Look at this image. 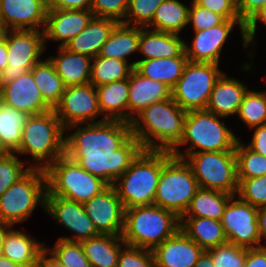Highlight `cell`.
Here are the masks:
<instances>
[{
    "instance_id": "11",
    "label": "cell",
    "mask_w": 266,
    "mask_h": 267,
    "mask_svg": "<svg viewBox=\"0 0 266 267\" xmlns=\"http://www.w3.org/2000/svg\"><path fill=\"white\" fill-rule=\"evenodd\" d=\"M219 64L188 61L171 89L172 99L186 112L206 109L212 89L223 73Z\"/></svg>"
},
{
    "instance_id": "14",
    "label": "cell",
    "mask_w": 266,
    "mask_h": 267,
    "mask_svg": "<svg viewBox=\"0 0 266 267\" xmlns=\"http://www.w3.org/2000/svg\"><path fill=\"white\" fill-rule=\"evenodd\" d=\"M53 110L65 130L86 122L96 123L94 120L102 115L97 89L91 83L66 87Z\"/></svg>"
},
{
    "instance_id": "57",
    "label": "cell",
    "mask_w": 266,
    "mask_h": 267,
    "mask_svg": "<svg viewBox=\"0 0 266 267\" xmlns=\"http://www.w3.org/2000/svg\"><path fill=\"white\" fill-rule=\"evenodd\" d=\"M7 66V45L6 39L3 37L0 39V73Z\"/></svg>"
},
{
    "instance_id": "31",
    "label": "cell",
    "mask_w": 266,
    "mask_h": 267,
    "mask_svg": "<svg viewBox=\"0 0 266 267\" xmlns=\"http://www.w3.org/2000/svg\"><path fill=\"white\" fill-rule=\"evenodd\" d=\"M187 57L157 58L134 61L132 66L144 77L165 83L171 89L183 75Z\"/></svg>"
},
{
    "instance_id": "52",
    "label": "cell",
    "mask_w": 266,
    "mask_h": 267,
    "mask_svg": "<svg viewBox=\"0 0 266 267\" xmlns=\"http://www.w3.org/2000/svg\"><path fill=\"white\" fill-rule=\"evenodd\" d=\"M251 142L247 145L254 152L266 156V125L254 127Z\"/></svg>"
},
{
    "instance_id": "34",
    "label": "cell",
    "mask_w": 266,
    "mask_h": 267,
    "mask_svg": "<svg viewBox=\"0 0 266 267\" xmlns=\"http://www.w3.org/2000/svg\"><path fill=\"white\" fill-rule=\"evenodd\" d=\"M189 8L179 0H164L156 9L151 30L179 34L188 25Z\"/></svg>"
},
{
    "instance_id": "48",
    "label": "cell",
    "mask_w": 266,
    "mask_h": 267,
    "mask_svg": "<svg viewBox=\"0 0 266 267\" xmlns=\"http://www.w3.org/2000/svg\"><path fill=\"white\" fill-rule=\"evenodd\" d=\"M199 6L221 15L227 20H241L233 0H194Z\"/></svg>"
},
{
    "instance_id": "50",
    "label": "cell",
    "mask_w": 266,
    "mask_h": 267,
    "mask_svg": "<svg viewBox=\"0 0 266 267\" xmlns=\"http://www.w3.org/2000/svg\"><path fill=\"white\" fill-rule=\"evenodd\" d=\"M92 0H46L48 10H86Z\"/></svg>"
},
{
    "instance_id": "61",
    "label": "cell",
    "mask_w": 266,
    "mask_h": 267,
    "mask_svg": "<svg viewBox=\"0 0 266 267\" xmlns=\"http://www.w3.org/2000/svg\"><path fill=\"white\" fill-rule=\"evenodd\" d=\"M4 32H5V29L3 28V26L0 23V39L3 38Z\"/></svg>"
},
{
    "instance_id": "29",
    "label": "cell",
    "mask_w": 266,
    "mask_h": 267,
    "mask_svg": "<svg viewBox=\"0 0 266 267\" xmlns=\"http://www.w3.org/2000/svg\"><path fill=\"white\" fill-rule=\"evenodd\" d=\"M180 229L203 250L227 242L221 221L205 217H181Z\"/></svg>"
},
{
    "instance_id": "38",
    "label": "cell",
    "mask_w": 266,
    "mask_h": 267,
    "mask_svg": "<svg viewBox=\"0 0 266 267\" xmlns=\"http://www.w3.org/2000/svg\"><path fill=\"white\" fill-rule=\"evenodd\" d=\"M235 155L237 161V178L248 179L266 175V156L251 150L238 140Z\"/></svg>"
},
{
    "instance_id": "55",
    "label": "cell",
    "mask_w": 266,
    "mask_h": 267,
    "mask_svg": "<svg viewBox=\"0 0 266 267\" xmlns=\"http://www.w3.org/2000/svg\"><path fill=\"white\" fill-rule=\"evenodd\" d=\"M258 226L261 240L266 239V206L258 208Z\"/></svg>"
},
{
    "instance_id": "4",
    "label": "cell",
    "mask_w": 266,
    "mask_h": 267,
    "mask_svg": "<svg viewBox=\"0 0 266 267\" xmlns=\"http://www.w3.org/2000/svg\"><path fill=\"white\" fill-rule=\"evenodd\" d=\"M219 118L221 117L206 109L187 112L182 139L170 153L184 159L193 153L235 150L239 139ZM187 143L191 144L184 152L178 149Z\"/></svg>"
},
{
    "instance_id": "8",
    "label": "cell",
    "mask_w": 266,
    "mask_h": 267,
    "mask_svg": "<svg viewBox=\"0 0 266 267\" xmlns=\"http://www.w3.org/2000/svg\"><path fill=\"white\" fill-rule=\"evenodd\" d=\"M46 195L63 197L80 204L88 202L109 185L73 162L65 154L46 169Z\"/></svg>"
},
{
    "instance_id": "22",
    "label": "cell",
    "mask_w": 266,
    "mask_h": 267,
    "mask_svg": "<svg viewBox=\"0 0 266 267\" xmlns=\"http://www.w3.org/2000/svg\"><path fill=\"white\" fill-rule=\"evenodd\" d=\"M128 123L143 109L171 98V88L165 83L152 80L133 69L129 75Z\"/></svg>"
},
{
    "instance_id": "59",
    "label": "cell",
    "mask_w": 266,
    "mask_h": 267,
    "mask_svg": "<svg viewBox=\"0 0 266 267\" xmlns=\"http://www.w3.org/2000/svg\"><path fill=\"white\" fill-rule=\"evenodd\" d=\"M0 267H24L20 264L14 263L4 255L0 254Z\"/></svg>"
},
{
    "instance_id": "26",
    "label": "cell",
    "mask_w": 266,
    "mask_h": 267,
    "mask_svg": "<svg viewBox=\"0 0 266 267\" xmlns=\"http://www.w3.org/2000/svg\"><path fill=\"white\" fill-rule=\"evenodd\" d=\"M59 57L50 56L56 73L65 87L90 83L92 59L88 56L70 52L65 47L58 48Z\"/></svg>"
},
{
    "instance_id": "56",
    "label": "cell",
    "mask_w": 266,
    "mask_h": 267,
    "mask_svg": "<svg viewBox=\"0 0 266 267\" xmlns=\"http://www.w3.org/2000/svg\"><path fill=\"white\" fill-rule=\"evenodd\" d=\"M193 267H215L211 254L204 250Z\"/></svg>"
},
{
    "instance_id": "6",
    "label": "cell",
    "mask_w": 266,
    "mask_h": 267,
    "mask_svg": "<svg viewBox=\"0 0 266 267\" xmlns=\"http://www.w3.org/2000/svg\"><path fill=\"white\" fill-rule=\"evenodd\" d=\"M162 171V151L142 150L112 185L124 209L153 205Z\"/></svg>"
},
{
    "instance_id": "20",
    "label": "cell",
    "mask_w": 266,
    "mask_h": 267,
    "mask_svg": "<svg viewBox=\"0 0 266 267\" xmlns=\"http://www.w3.org/2000/svg\"><path fill=\"white\" fill-rule=\"evenodd\" d=\"M204 250L181 229L152 250L155 267H193Z\"/></svg>"
},
{
    "instance_id": "1",
    "label": "cell",
    "mask_w": 266,
    "mask_h": 267,
    "mask_svg": "<svg viewBox=\"0 0 266 267\" xmlns=\"http://www.w3.org/2000/svg\"><path fill=\"white\" fill-rule=\"evenodd\" d=\"M68 128L77 129L65 137V155L108 185H113L143 150L127 122L103 117L85 127Z\"/></svg>"
},
{
    "instance_id": "25",
    "label": "cell",
    "mask_w": 266,
    "mask_h": 267,
    "mask_svg": "<svg viewBox=\"0 0 266 267\" xmlns=\"http://www.w3.org/2000/svg\"><path fill=\"white\" fill-rule=\"evenodd\" d=\"M185 41L179 34L148 30L140 27L138 51L144 59L187 57L185 54Z\"/></svg>"
},
{
    "instance_id": "36",
    "label": "cell",
    "mask_w": 266,
    "mask_h": 267,
    "mask_svg": "<svg viewBox=\"0 0 266 267\" xmlns=\"http://www.w3.org/2000/svg\"><path fill=\"white\" fill-rule=\"evenodd\" d=\"M30 71L37 87L41 91L43 100L54 109L60 102L66 87L56 73L53 63L48 57L45 61L36 63Z\"/></svg>"
},
{
    "instance_id": "53",
    "label": "cell",
    "mask_w": 266,
    "mask_h": 267,
    "mask_svg": "<svg viewBox=\"0 0 266 267\" xmlns=\"http://www.w3.org/2000/svg\"><path fill=\"white\" fill-rule=\"evenodd\" d=\"M244 267H266V246L248 248Z\"/></svg>"
},
{
    "instance_id": "45",
    "label": "cell",
    "mask_w": 266,
    "mask_h": 267,
    "mask_svg": "<svg viewBox=\"0 0 266 267\" xmlns=\"http://www.w3.org/2000/svg\"><path fill=\"white\" fill-rule=\"evenodd\" d=\"M129 0H92L91 10L95 17L111 18L118 23L125 20Z\"/></svg>"
},
{
    "instance_id": "43",
    "label": "cell",
    "mask_w": 266,
    "mask_h": 267,
    "mask_svg": "<svg viewBox=\"0 0 266 267\" xmlns=\"http://www.w3.org/2000/svg\"><path fill=\"white\" fill-rule=\"evenodd\" d=\"M24 162L17 159L14 153H8L0 159V196L23 177L33 166L24 168Z\"/></svg>"
},
{
    "instance_id": "60",
    "label": "cell",
    "mask_w": 266,
    "mask_h": 267,
    "mask_svg": "<svg viewBox=\"0 0 266 267\" xmlns=\"http://www.w3.org/2000/svg\"><path fill=\"white\" fill-rule=\"evenodd\" d=\"M8 154L7 150L3 147V145L0 142V159L4 158Z\"/></svg>"
},
{
    "instance_id": "40",
    "label": "cell",
    "mask_w": 266,
    "mask_h": 267,
    "mask_svg": "<svg viewBox=\"0 0 266 267\" xmlns=\"http://www.w3.org/2000/svg\"><path fill=\"white\" fill-rule=\"evenodd\" d=\"M46 248L65 267H91L84 254L81 242L58 239L53 249Z\"/></svg>"
},
{
    "instance_id": "21",
    "label": "cell",
    "mask_w": 266,
    "mask_h": 267,
    "mask_svg": "<svg viewBox=\"0 0 266 267\" xmlns=\"http://www.w3.org/2000/svg\"><path fill=\"white\" fill-rule=\"evenodd\" d=\"M91 9L86 10H48L44 39L61 41L58 47H64L72 38L83 31L93 18Z\"/></svg>"
},
{
    "instance_id": "47",
    "label": "cell",
    "mask_w": 266,
    "mask_h": 267,
    "mask_svg": "<svg viewBox=\"0 0 266 267\" xmlns=\"http://www.w3.org/2000/svg\"><path fill=\"white\" fill-rule=\"evenodd\" d=\"M225 19L211 10L199 6L194 0L189 8L188 24L192 23L194 31H201L212 28Z\"/></svg>"
},
{
    "instance_id": "15",
    "label": "cell",
    "mask_w": 266,
    "mask_h": 267,
    "mask_svg": "<svg viewBox=\"0 0 266 267\" xmlns=\"http://www.w3.org/2000/svg\"><path fill=\"white\" fill-rule=\"evenodd\" d=\"M44 209L56 222L74 233L72 237L65 236L59 239L82 242L99 235L83 204L63 197L46 195Z\"/></svg>"
},
{
    "instance_id": "41",
    "label": "cell",
    "mask_w": 266,
    "mask_h": 267,
    "mask_svg": "<svg viewBox=\"0 0 266 267\" xmlns=\"http://www.w3.org/2000/svg\"><path fill=\"white\" fill-rule=\"evenodd\" d=\"M164 0H129L125 20L127 25L146 28Z\"/></svg>"
},
{
    "instance_id": "49",
    "label": "cell",
    "mask_w": 266,
    "mask_h": 267,
    "mask_svg": "<svg viewBox=\"0 0 266 267\" xmlns=\"http://www.w3.org/2000/svg\"><path fill=\"white\" fill-rule=\"evenodd\" d=\"M258 21L263 22L266 25V2L247 20L244 25V42L248 47L249 43H254L255 46V34Z\"/></svg>"
},
{
    "instance_id": "10",
    "label": "cell",
    "mask_w": 266,
    "mask_h": 267,
    "mask_svg": "<svg viewBox=\"0 0 266 267\" xmlns=\"http://www.w3.org/2000/svg\"><path fill=\"white\" fill-rule=\"evenodd\" d=\"M184 159L200 188L237 194L239 182L235 150L193 153Z\"/></svg>"
},
{
    "instance_id": "13",
    "label": "cell",
    "mask_w": 266,
    "mask_h": 267,
    "mask_svg": "<svg viewBox=\"0 0 266 267\" xmlns=\"http://www.w3.org/2000/svg\"><path fill=\"white\" fill-rule=\"evenodd\" d=\"M233 195L223 213L221 224L227 242L244 248H256L261 237L258 226V208Z\"/></svg>"
},
{
    "instance_id": "39",
    "label": "cell",
    "mask_w": 266,
    "mask_h": 267,
    "mask_svg": "<svg viewBox=\"0 0 266 267\" xmlns=\"http://www.w3.org/2000/svg\"><path fill=\"white\" fill-rule=\"evenodd\" d=\"M237 115L249 128L266 125V91L248 90Z\"/></svg>"
},
{
    "instance_id": "16",
    "label": "cell",
    "mask_w": 266,
    "mask_h": 267,
    "mask_svg": "<svg viewBox=\"0 0 266 267\" xmlns=\"http://www.w3.org/2000/svg\"><path fill=\"white\" fill-rule=\"evenodd\" d=\"M83 206L99 234L122 235L125 209L112 185L85 202Z\"/></svg>"
},
{
    "instance_id": "46",
    "label": "cell",
    "mask_w": 266,
    "mask_h": 267,
    "mask_svg": "<svg viewBox=\"0 0 266 267\" xmlns=\"http://www.w3.org/2000/svg\"><path fill=\"white\" fill-rule=\"evenodd\" d=\"M117 267H155L152 250L126 245L121 250Z\"/></svg>"
},
{
    "instance_id": "32",
    "label": "cell",
    "mask_w": 266,
    "mask_h": 267,
    "mask_svg": "<svg viewBox=\"0 0 266 267\" xmlns=\"http://www.w3.org/2000/svg\"><path fill=\"white\" fill-rule=\"evenodd\" d=\"M140 27L117 23L98 56L128 62V56L138 51Z\"/></svg>"
},
{
    "instance_id": "23",
    "label": "cell",
    "mask_w": 266,
    "mask_h": 267,
    "mask_svg": "<svg viewBox=\"0 0 266 267\" xmlns=\"http://www.w3.org/2000/svg\"><path fill=\"white\" fill-rule=\"evenodd\" d=\"M248 87L224 72L215 82L206 110L219 117L237 115Z\"/></svg>"
},
{
    "instance_id": "24",
    "label": "cell",
    "mask_w": 266,
    "mask_h": 267,
    "mask_svg": "<svg viewBox=\"0 0 266 267\" xmlns=\"http://www.w3.org/2000/svg\"><path fill=\"white\" fill-rule=\"evenodd\" d=\"M117 23L116 20L111 18L93 16L86 28L64 47L70 52L94 58L98 56Z\"/></svg>"
},
{
    "instance_id": "3",
    "label": "cell",
    "mask_w": 266,
    "mask_h": 267,
    "mask_svg": "<svg viewBox=\"0 0 266 267\" xmlns=\"http://www.w3.org/2000/svg\"><path fill=\"white\" fill-rule=\"evenodd\" d=\"M180 229V218L157 205L125 209L121 238L128 246L153 250Z\"/></svg>"
},
{
    "instance_id": "42",
    "label": "cell",
    "mask_w": 266,
    "mask_h": 267,
    "mask_svg": "<svg viewBox=\"0 0 266 267\" xmlns=\"http://www.w3.org/2000/svg\"><path fill=\"white\" fill-rule=\"evenodd\" d=\"M247 249L226 242L207 251L211 254L215 267H244Z\"/></svg>"
},
{
    "instance_id": "18",
    "label": "cell",
    "mask_w": 266,
    "mask_h": 267,
    "mask_svg": "<svg viewBox=\"0 0 266 267\" xmlns=\"http://www.w3.org/2000/svg\"><path fill=\"white\" fill-rule=\"evenodd\" d=\"M47 11L46 0H1L0 23L5 30L40 31L45 28Z\"/></svg>"
},
{
    "instance_id": "5",
    "label": "cell",
    "mask_w": 266,
    "mask_h": 267,
    "mask_svg": "<svg viewBox=\"0 0 266 267\" xmlns=\"http://www.w3.org/2000/svg\"><path fill=\"white\" fill-rule=\"evenodd\" d=\"M66 130L53 109L29 115L22 130V141L15 154H30L34 160L32 168L46 169L65 154Z\"/></svg>"
},
{
    "instance_id": "30",
    "label": "cell",
    "mask_w": 266,
    "mask_h": 267,
    "mask_svg": "<svg viewBox=\"0 0 266 267\" xmlns=\"http://www.w3.org/2000/svg\"><path fill=\"white\" fill-rule=\"evenodd\" d=\"M91 267H117L122 247L126 246L121 236L99 234L81 242Z\"/></svg>"
},
{
    "instance_id": "54",
    "label": "cell",
    "mask_w": 266,
    "mask_h": 267,
    "mask_svg": "<svg viewBox=\"0 0 266 267\" xmlns=\"http://www.w3.org/2000/svg\"><path fill=\"white\" fill-rule=\"evenodd\" d=\"M48 254L50 257H48ZM39 267H65L45 248L40 256Z\"/></svg>"
},
{
    "instance_id": "51",
    "label": "cell",
    "mask_w": 266,
    "mask_h": 267,
    "mask_svg": "<svg viewBox=\"0 0 266 267\" xmlns=\"http://www.w3.org/2000/svg\"><path fill=\"white\" fill-rule=\"evenodd\" d=\"M266 2V0H239L236 3L240 19L246 23L247 20Z\"/></svg>"
},
{
    "instance_id": "7",
    "label": "cell",
    "mask_w": 266,
    "mask_h": 267,
    "mask_svg": "<svg viewBox=\"0 0 266 267\" xmlns=\"http://www.w3.org/2000/svg\"><path fill=\"white\" fill-rule=\"evenodd\" d=\"M199 188L185 159L173 156L169 151H162V171L153 204L181 218Z\"/></svg>"
},
{
    "instance_id": "17",
    "label": "cell",
    "mask_w": 266,
    "mask_h": 267,
    "mask_svg": "<svg viewBox=\"0 0 266 267\" xmlns=\"http://www.w3.org/2000/svg\"><path fill=\"white\" fill-rule=\"evenodd\" d=\"M235 24H238L241 30L243 45L246 48L247 46L244 42L245 23L242 20L225 19L222 23L212 28L194 31L195 36L191 47L185 43V54L188 61L219 64L222 47Z\"/></svg>"
},
{
    "instance_id": "28",
    "label": "cell",
    "mask_w": 266,
    "mask_h": 267,
    "mask_svg": "<svg viewBox=\"0 0 266 267\" xmlns=\"http://www.w3.org/2000/svg\"><path fill=\"white\" fill-rule=\"evenodd\" d=\"M96 89L99 109L104 118L128 123L129 79L114 81Z\"/></svg>"
},
{
    "instance_id": "44",
    "label": "cell",
    "mask_w": 266,
    "mask_h": 267,
    "mask_svg": "<svg viewBox=\"0 0 266 267\" xmlns=\"http://www.w3.org/2000/svg\"><path fill=\"white\" fill-rule=\"evenodd\" d=\"M237 196L256 208L266 206V175L248 179H238Z\"/></svg>"
},
{
    "instance_id": "2",
    "label": "cell",
    "mask_w": 266,
    "mask_h": 267,
    "mask_svg": "<svg viewBox=\"0 0 266 267\" xmlns=\"http://www.w3.org/2000/svg\"><path fill=\"white\" fill-rule=\"evenodd\" d=\"M186 113L172 97L154 102L132 119V135L144 150L171 152L182 139Z\"/></svg>"
},
{
    "instance_id": "19",
    "label": "cell",
    "mask_w": 266,
    "mask_h": 267,
    "mask_svg": "<svg viewBox=\"0 0 266 267\" xmlns=\"http://www.w3.org/2000/svg\"><path fill=\"white\" fill-rule=\"evenodd\" d=\"M0 101L28 115L40 114L52 109L43 100L31 71H27L13 82L2 84Z\"/></svg>"
},
{
    "instance_id": "33",
    "label": "cell",
    "mask_w": 266,
    "mask_h": 267,
    "mask_svg": "<svg viewBox=\"0 0 266 267\" xmlns=\"http://www.w3.org/2000/svg\"><path fill=\"white\" fill-rule=\"evenodd\" d=\"M232 196L221 191L199 188L182 217H205L221 221Z\"/></svg>"
},
{
    "instance_id": "27",
    "label": "cell",
    "mask_w": 266,
    "mask_h": 267,
    "mask_svg": "<svg viewBox=\"0 0 266 267\" xmlns=\"http://www.w3.org/2000/svg\"><path fill=\"white\" fill-rule=\"evenodd\" d=\"M44 245V243H38L34 238L11 227L4 238L1 254L24 267H38L40 256L46 248Z\"/></svg>"
},
{
    "instance_id": "9",
    "label": "cell",
    "mask_w": 266,
    "mask_h": 267,
    "mask_svg": "<svg viewBox=\"0 0 266 267\" xmlns=\"http://www.w3.org/2000/svg\"><path fill=\"white\" fill-rule=\"evenodd\" d=\"M46 192L45 170L31 168L0 196V221L13 226L27 220L37 204L45 208Z\"/></svg>"
},
{
    "instance_id": "58",
    "label": "cell",
    "mask_w": 266,
    "mask_h": 267,
    "mask_svg": "<svg viewBox=\"0 0 266 267\" xmlns=\"http://www.w3.org/2000/svg\"><path fill=\"white\" fill-rule=\"evenodd\" d=\"M11 227V225L0 221V254L2 253L6 233Z\"/></svg>"
},
{
    "instance_id": "12",
    "label": "cell",
    "mask_w": 266,
    "mask_h": 267,
    "mask_svg": "<svg viewBox=\"0 0 266 267\" xmlns=\"http://www.w3.org/2000/svg\"><path fill=\"white\" fill-rule=\"evenodd\" d=\"M7 66L0 73V86L18 79L40 60L46 48L44 30H5Z\"/></svg>"
},
{
    "instance_id": "35",
    "label": "cell",
    "mask_w": 266,
    "mask_h": 267,
    "mask_svg": "<svg viewBox=\"0 0 266 267\" xmlns=\"http://www.w3.org/2000/svg\"><path fill=\"white\" fill-rule=\"evenodd\" d=\"M29 115L0 101V142L8 153H16L22 141V130Z\"/></svg>"
},
{
    "instance_id": "37",
    "label": "cell",
    "mask_w": 266,
    "mask_h": 267,
    "mask_svg": "<svg viewBox=\"0 0 266 267\" xmlns=\"http://www.w3.org/2000/svg\"><path fill=\"white\" fill-rule=\"evenodd\" d=\"M92 60L94 62L91 67L90 83L95 87L128 79L134 69L132 64L121 59L96 56Z\"/></svg>"
}]
</instances>
